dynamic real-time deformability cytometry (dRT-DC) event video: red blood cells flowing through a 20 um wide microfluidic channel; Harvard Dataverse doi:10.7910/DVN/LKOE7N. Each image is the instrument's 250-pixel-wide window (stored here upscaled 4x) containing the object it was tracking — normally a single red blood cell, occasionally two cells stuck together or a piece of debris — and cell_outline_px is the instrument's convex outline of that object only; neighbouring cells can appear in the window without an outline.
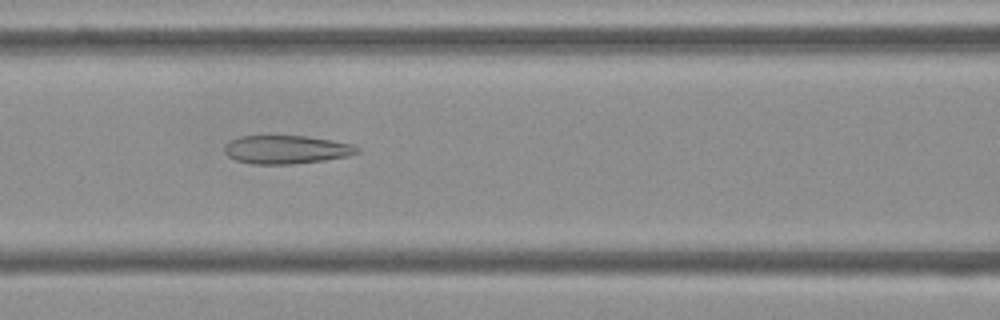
{"species": "Egyptian fruit bat (a non-hibernating species)", "species_latin": "Rousettus aegyptiacus", "temperature_condition": "cold", "stored_images_in_passage": 53, "camera_frame_rate_fps": 3000, "um_per_image_px": 0.085, "frame": {"image": 1, "passage_image": 22, "time_ms": 7.0, "image_size_px": [1000, 320], "cell_outline_px": [[360, 152], [348, 156], [324, 160], [292, 164], [252, 164], [236, 160], [228, 156], [224, 152], [224, 144], [228, 140], [240, 136], [304, 136], [332, 140], [352, 144], [360, 148]], "centroid_in_image_um": [24.31, 12.71], "position_along_channel_um": 142.3, "area_um2": 22.08}}
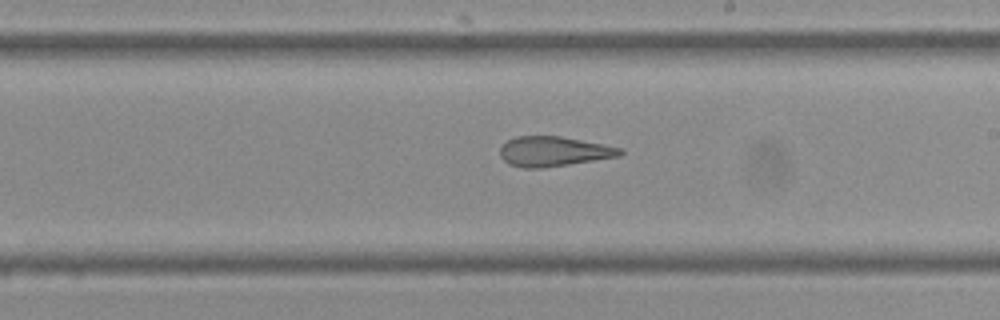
{"frame": {"image": 2, "passage_image": 30, "time_ms": 9.667, "image_size_px": [1000, 320], "cell_outline_px": [[624, 152], [620, 156], [544, 168], [524, 168], [508, 164], [500, 156], [500, 148], [508, 140], [516, 136], [560, 136], [624, 148]], "centroid_in_image_um": [47.07, 12.87], "position_along_channel_um": 241.9, "area_um2": 20.92}}
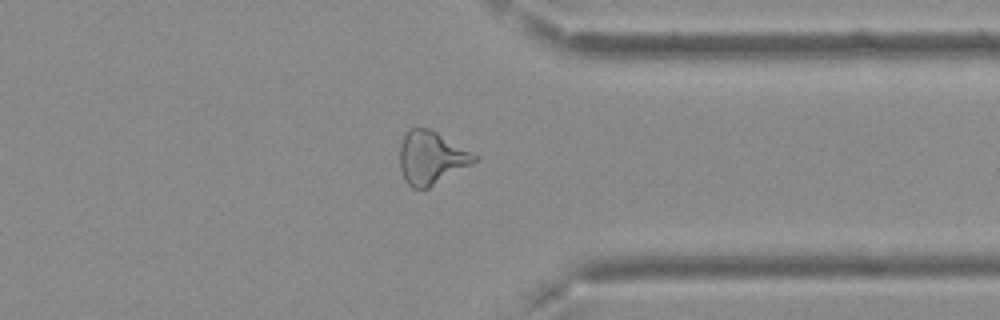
{"frame": {"image": 3, "passage_image": 41, "time_ms": 13.333, "image_size_px": [1000, 320], "cell_outline_px": [[480, 160], [428, 188], [412, 188], [408, 184], [400, 168], [400, 144], [404, 136], [412, 128], [428, 128], [436, 132], [480, 156]], "centroid_in_image_um": [36.7, 13.41], "position_along_channel_um": 374.7, "area_um2": 22.89}, "authors_computed_cell_mechanics": {"area_um2": 23.6402, "velocity_mm_per_s": 3.7404, "shape_relaxation_time_tau1_ms": null, "shape_relaxation_time_tau2_ms": 3.0352, "deformation_change_tau1": null, "deformation_change_tau2": 0.1386}}